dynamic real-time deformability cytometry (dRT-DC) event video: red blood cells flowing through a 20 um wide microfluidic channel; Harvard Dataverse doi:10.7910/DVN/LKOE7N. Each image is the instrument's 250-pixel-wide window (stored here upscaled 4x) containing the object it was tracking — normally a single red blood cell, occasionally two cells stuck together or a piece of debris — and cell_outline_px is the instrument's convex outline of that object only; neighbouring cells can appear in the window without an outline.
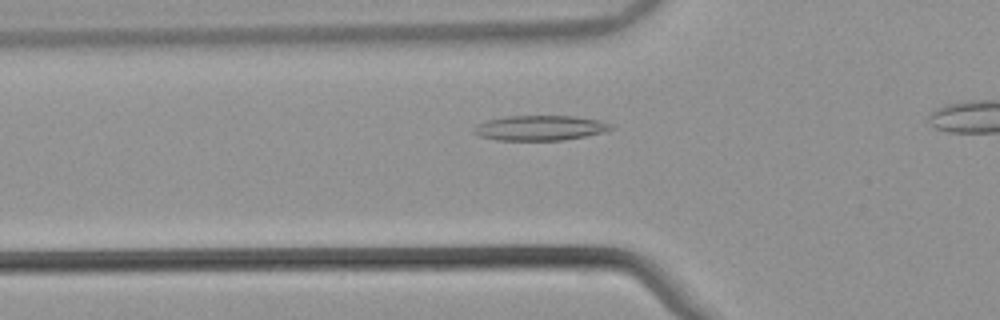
{"species": "common noctule bat (a hibernating species)", "species_latin": "Nyctalus noctula", "temperature_condition": "warm", "stored_images_in_passage": 38, "camera_frame_rate_fps": 3000, "um_per_image_px": 0.085, "animal": {"sex": "male", "body_mass_g": 21.5, "forearm_length_mm": 52.0}, "frame": {"image": 1, "passage_image": 13, "time_ms": 4.0, "image_size_px": [1000, 320], "cell_outline_px": [[612, 128], [604, 132], [564, 140], [496, 140], [480, 136], [472, 132], [476, 124], [488, 120], [504, 116], [576, 116], [600, 120], [612, 124]], "centroid_in_image_um": [45.89, 10.87], "position_along_channel_um": 79.9, "area_um2": 20.0}}
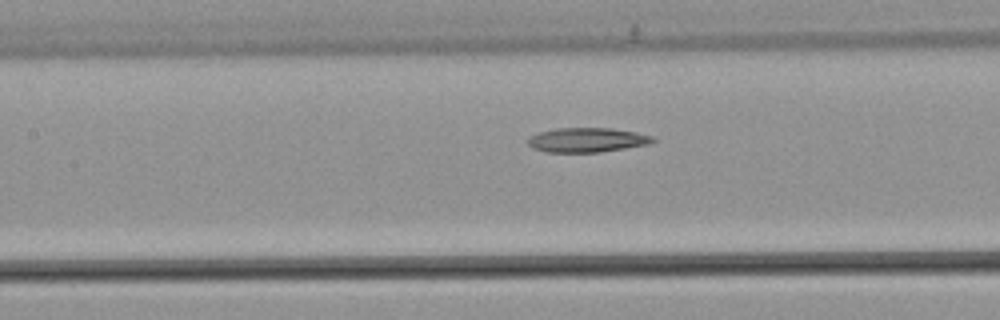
{"frame": {"image": 2, "passage_image": 19, "time_ms": 6.0, "image_size_px": [1000, 320], "cell_outline_px": [[656, 140], [648, 144], [600, 152], [548, 152], [532, 148], [528, 144], [528, 140], [532, 136], [540, 132], [556, 128], [612, 128], [636, 132], [652, 136]], "centroid_in_image_um": [49.91, 11.89], "position_along_channel_um": 157.5, "area_um2": 17.63}}
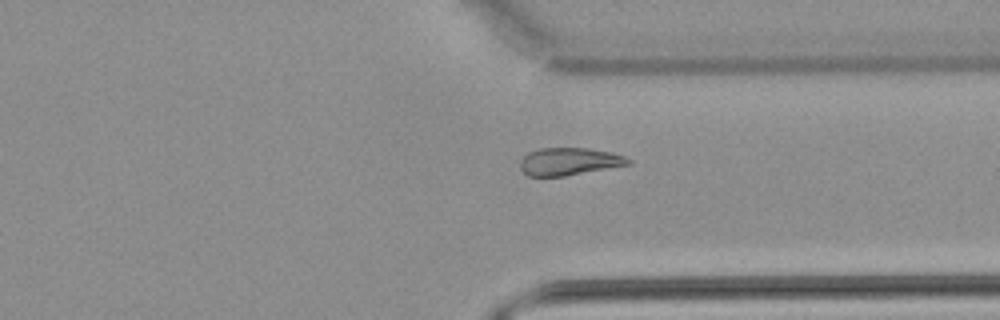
{"frame": {"image": 3, "passage_image": 35, "time_ms": 11.333, "image_size_px": [1000, 320], "cell_outline_px": [[632, 164], [564, 176], [528, 176], [520, 168], [520, 160], [528, 152], [540, 148], [588, 148], [612, 152], [624, 156], [632, 160]], "centroid_in_image_um": [48.39, 13.72], "position_along_channel_um": 363.0, "area_um2": 17.4}}